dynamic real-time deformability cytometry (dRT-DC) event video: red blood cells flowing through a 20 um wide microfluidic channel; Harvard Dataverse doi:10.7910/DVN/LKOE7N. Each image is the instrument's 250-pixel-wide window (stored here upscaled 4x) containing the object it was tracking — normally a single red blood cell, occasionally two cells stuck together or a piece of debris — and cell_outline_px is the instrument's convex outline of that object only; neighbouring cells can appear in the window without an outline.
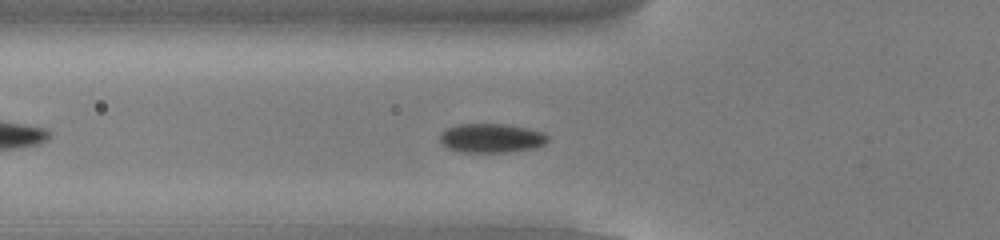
{"species": "common noctule bat (a hibernating species)", "species_latin": "Nyctalus noctula", "temperature_condition": "cold", "stored_images_in_passage": 44, "camera_frame_rate_fps": 3000, "um_per_image_px": 0.085, "animal": {"sex": "male", "body_mass_g": 13.0, "forearm_length_mm": 53.1}, "frame": {"image": 1, "passage_image": 9, "time_ms": 2.667, "image_size_px": [1000, 240], "cell_outline_px": [[548, 140], [544, 144], [536, 148], [504, 152], [460, 152], [444, 148], [440, 140], [440, 132], [456, 124], [508, 124], [528, 128], [544, 132], [548, 136]], "centroid_in_image_um": [41.75, 11.74], "position_along_channel_um": 84.1, "area_um2": 18.55}}
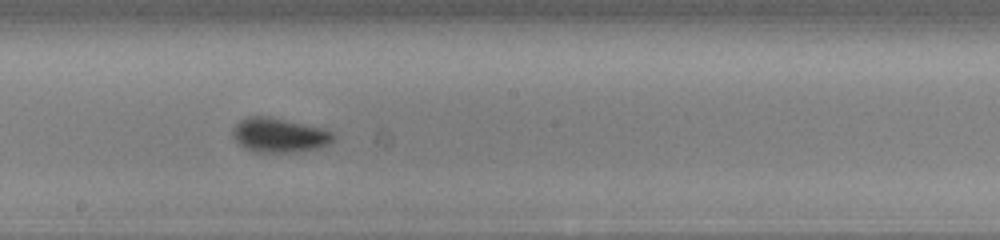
{"frame": {"image": 2, "passage_image": 20, "time_ms": 6.333, "image_size_px": [1000, 240], "cell_outline_px": [[336, 140], [328, 144], [316, 148], [296, 152], [256, 152], [244, 148], [232, 136], [232, 128], [240, 120], [248, 116], [268, 116], [320, 128], [332, 132], [336, 136]], "centroid_in_image_um": [23.71, 11.49], "position_along_channel_um": 224.5, "area_um2": 20.06}}
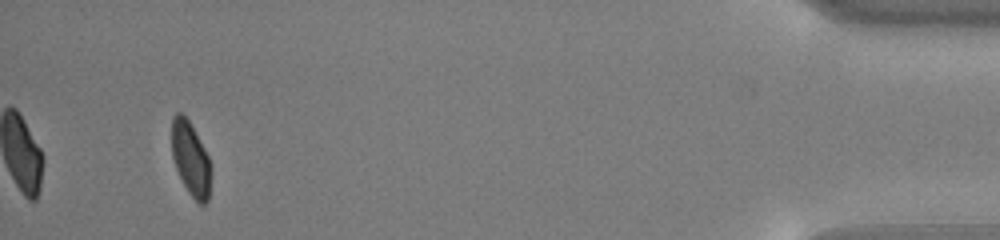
{"frame": {"image": 3, "passage_image": 41, "time_ms": 13.333, "image_size_px": [1000, 240], "cell_outline_px": [[212, 168], [208, 200], [204, 204], [200, 204], [188, 192], [176, 168], [172, 156], [172, 116], [176, 112], [180, 112], [188, 120], [204, 148], [208, 156]], "centroid_in_image_um": [16.21, 13.51], "position_along_channel_um": 419.0, "area_um2": 16.7}, "authors_computed_cell_mechanics": {"area_um2": 18.4382, "velocity_mm_per_s": 3.8277, "shape_relaxation_time_tau1_ms": 2.1662, "shape_relaxation_time_tau2_ms": 3.0644, "deformation_change_tau1": 0.073, "deformation_change_tau2": 0.0393}}